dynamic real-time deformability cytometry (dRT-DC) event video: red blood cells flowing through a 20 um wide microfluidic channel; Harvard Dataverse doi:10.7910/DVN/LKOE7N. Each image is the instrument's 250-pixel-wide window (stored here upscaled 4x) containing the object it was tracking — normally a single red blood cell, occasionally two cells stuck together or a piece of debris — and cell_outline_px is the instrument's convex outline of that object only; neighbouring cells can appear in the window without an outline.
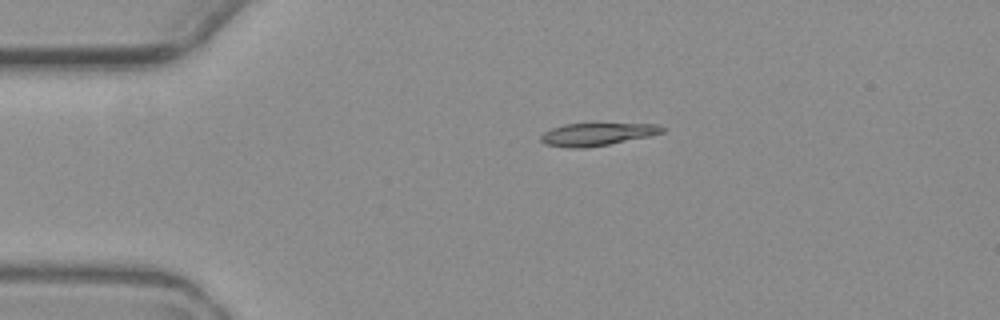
{"species": "common noctule bat (a hibernating species)", "species_latin": "Nyctalus noctula", "temperature_condition": "warm", "stored_images_in_passage": 3, "camera_frame_rate_fps": 3000, "um_per_image_px": 0.085, "animal": {"sex": "female", "body_mass_g": 19.3, "forearm_length_mm": 54.1}, "frame": {"image": 1, "passage_image": 3, "time_ms": 2.333, "image_size_px": [1000, 320], "cell_outline_px": [[668, 128], [664, 132], [648, 136], [608, 144], [584, 148], [572, 148], [544, 144], [540, 140], [540, 136], [544, 132], [552, 128], [564, 124], [656, 124]], "centroid_in_image_um": [50.74, 11.41], "position_along_channel_um": 34.3, "area_um2": 15.84}}